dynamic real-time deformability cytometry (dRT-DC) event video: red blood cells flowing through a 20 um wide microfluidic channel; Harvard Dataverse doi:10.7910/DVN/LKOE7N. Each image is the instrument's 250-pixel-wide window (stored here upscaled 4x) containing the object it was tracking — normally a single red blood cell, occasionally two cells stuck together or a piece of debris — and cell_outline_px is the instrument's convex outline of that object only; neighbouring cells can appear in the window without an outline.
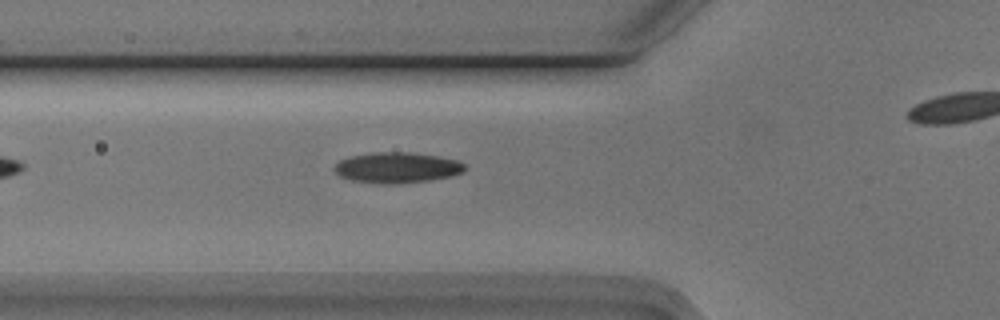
{"species": "Egyptian fruit bat (a non-hibernating species)", "species_latin": "Rousettus aegyptiacus", "temperature_condition": "cold", "stored_images_in_passage": 21, "camera_frame_rate_fps": 3000, "um_per_image_px": 0.085, "animal": {"sex": "male"}, "frame": {"image": 1, "passage_image": 3, "time_ms": 0.667, "image_size_px": [1000, 320], "cell_outline_px": [[468, 168], [464, 172], [452, 176], [428, 180], [396, 184], [376, 184], [352, 180], [340, 176], [336, 172], [336, 164], [340, 160], [352, 156], [372, 152], [408, 152], [440, 156], [456, 160], [464, 164]], "centroid_in_image_um": [33.79, 14.25], "position_along_channel_um": 92.0, "area_um2": 23.35}}
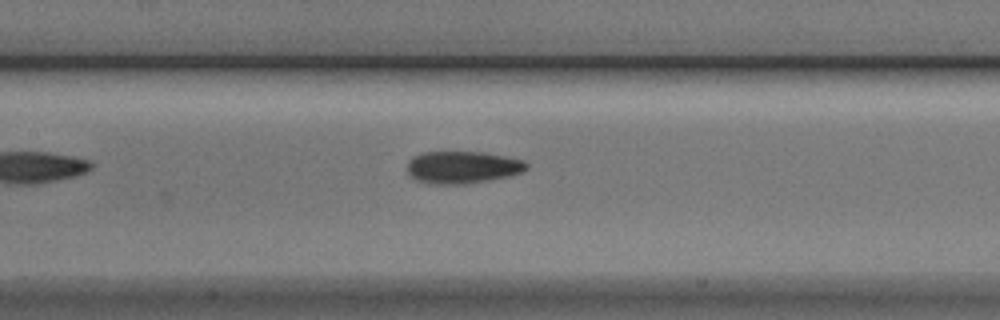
{"frame": {"image": 2, "passage_image": 9, "time_ms": 2.667, "image_size_px": [1000, 320], "cell_outline_px": [[528, 168], [524, 172], [512, 176], [464, 184], [428, 184], [416, 180], [408, 172], [408, 160], [412, 156], [424, 152], [484, 152], [524, 160], [528, 164]], "centroid_in_image_um": [39.34, 14.22], "position_along_channel_um": 168.1, "area_um2": 22.66}}
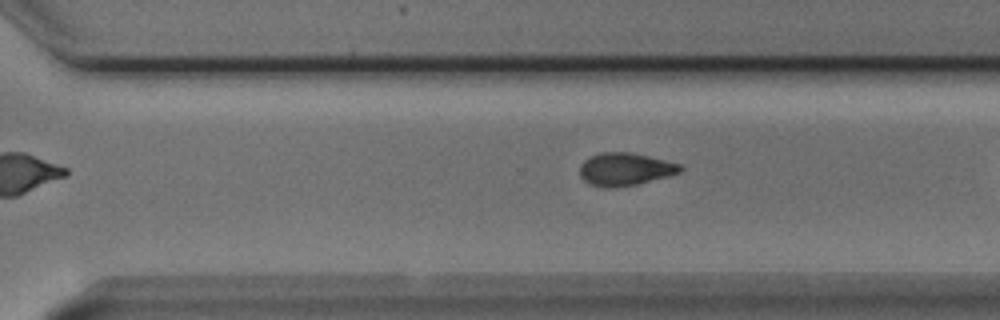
{"frame": {"image": 3, "passage_image": 18, "time_ms": 5.667, "image_size_px": [1000, 320], "cell_outline_px": [[684, 168], [680, 172], [636, 184], [612, 188], [604, 188], [588, 184], [580, 176], [580, 164], [584, 160], [600, 152], [628, 152], [648, 156], [680, 164]], "centroid_in_image_um": [53.08, 14.38], "position_along_channel_um": 317.5, "area_um2": 19.02}}